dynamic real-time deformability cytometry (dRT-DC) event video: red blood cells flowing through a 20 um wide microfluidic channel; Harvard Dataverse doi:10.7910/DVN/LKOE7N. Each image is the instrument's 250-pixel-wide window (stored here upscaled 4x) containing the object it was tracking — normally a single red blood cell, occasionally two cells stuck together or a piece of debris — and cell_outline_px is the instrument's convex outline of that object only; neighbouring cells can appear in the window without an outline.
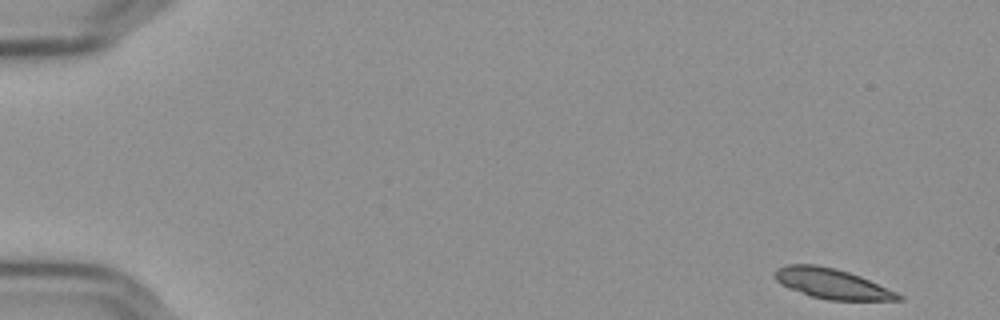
{"species": "Egyptian fruit bat (a non-hibernating species)", "species_latin": "Rousettus aegyptiacus", "temperature_condition": "cold", "stored_images_in_passage": 54, "camera_frame_rate_fps": 3000, "um_per_image_px": 0.085, "frame": {"image": 1, "passage_image": 1, "time_ms": 0.0, "image_size_px": [1000, 320], "cell_outline_px": [[904, 300], [828, 300], [808, 296], [788, 288], [780, 284], [772, 276], [772, 272], [776, 268], [788, 264], [816, 264], [836, 268], [860, 276], [896, 292], [904, 296]], "centroid_in_image_um": [70.65, 24.1], "position_along_channel_um": 14.4, "area_um2": 21.96}}
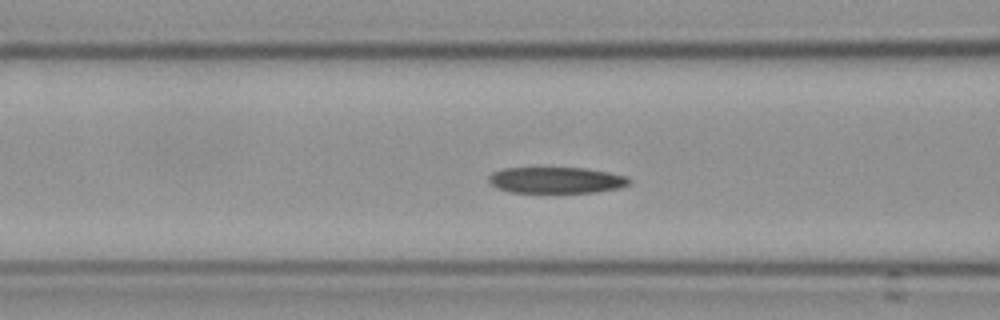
{"frame": {"image": 2, "passage_image": 21, "time_ms": 6.667, "image_size_px": [1000, 320], "cell_outline_px": [[632, 180], [628, 184], [620, 188], [596, 192], [512, 192], [500, 188], [492, 184], [488, 180], [488, 176], [492, 172], [504, 168], [584, 168], [608, 172], [628, 176]], "centroid_in_image_um": [47.32, 15.3], "position_along_channel_um": 119.3, "area_um2": 21.33}}
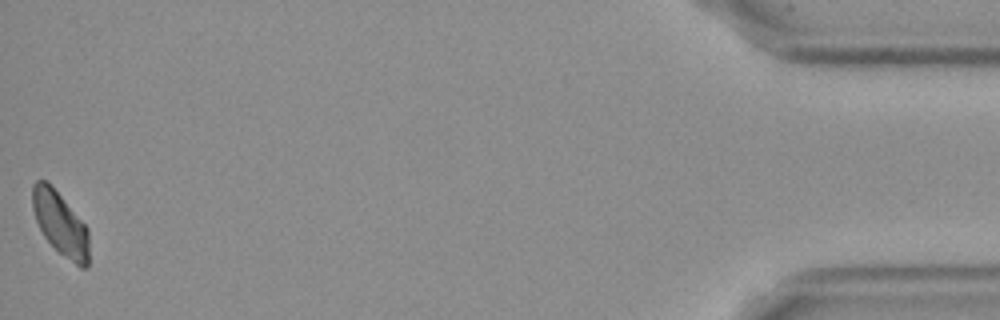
{"frame": {"image": 3, "passage_image": 54, "time_ms": 17.667, "image_size_px": [1000, 320], "cell_outline_px": [[88, 268], [80, 268], [60, 252], [44, 236], [36, 220], [32, 208], [32, 184], [36, 180], [48, 180], [88, 228]], "centroid_in_image_um": [5.12, 18.97], "position_along_channel_um": 430.1, "area_um2": 20.81}, "authors_computed_cell_mechanics": {"area_um2": 22.2241, "velocity_mm_per_s": 3.6099, "shape_relaxation_time_tau1_ms": 3.1402, "shape_relaxation_time_tau2_ms": 1.8576, "deformation_change_tau1": 0.1258, "deformation_change_tau2": 0.0657}}